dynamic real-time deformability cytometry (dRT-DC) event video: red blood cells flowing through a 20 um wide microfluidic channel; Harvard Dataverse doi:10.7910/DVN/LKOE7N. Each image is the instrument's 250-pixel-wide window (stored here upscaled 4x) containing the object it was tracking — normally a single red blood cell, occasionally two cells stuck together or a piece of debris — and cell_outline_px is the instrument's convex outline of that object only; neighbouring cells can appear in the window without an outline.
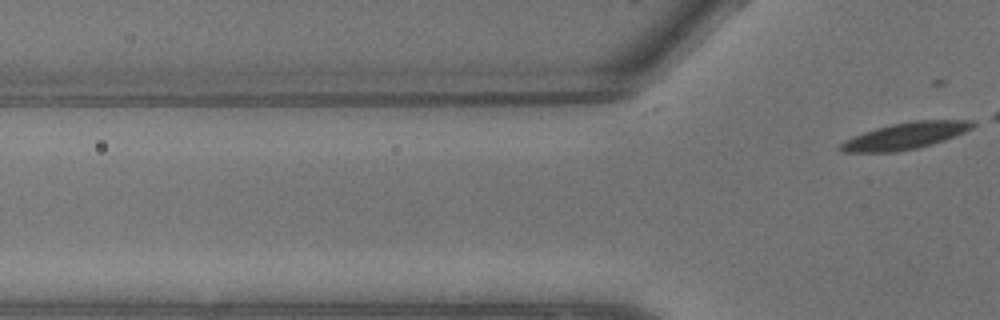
{"species": "common noctule bat (a hibernating species)", "species_latin": "Nyctalus noctula", "temperature_condition": "warm", "stored_images_in_passage": 3, "camera_frame_rate_fps": 3000, "um_per_image_px": 0.085, "animal": {"sex": "male", "body_mass_g": 13.3}, "frame": {"image": 1, "passage_image": 3, "time_ms": 0.667, "image_size_px": [1000, 320], "cell_outline_px": [[976, 124], [972, 128], [964, 132], [944, 140], [916, 148], [896, 152], [840, 152], [836, 148], [844, 140], [864, 132], [876, 128], [892, 124], [912, 120], [972, 120]], "centroid_in_image_um": [76.91, 11.54], "position_along_channel_um": 48.9, "area_um2": 20.46}}